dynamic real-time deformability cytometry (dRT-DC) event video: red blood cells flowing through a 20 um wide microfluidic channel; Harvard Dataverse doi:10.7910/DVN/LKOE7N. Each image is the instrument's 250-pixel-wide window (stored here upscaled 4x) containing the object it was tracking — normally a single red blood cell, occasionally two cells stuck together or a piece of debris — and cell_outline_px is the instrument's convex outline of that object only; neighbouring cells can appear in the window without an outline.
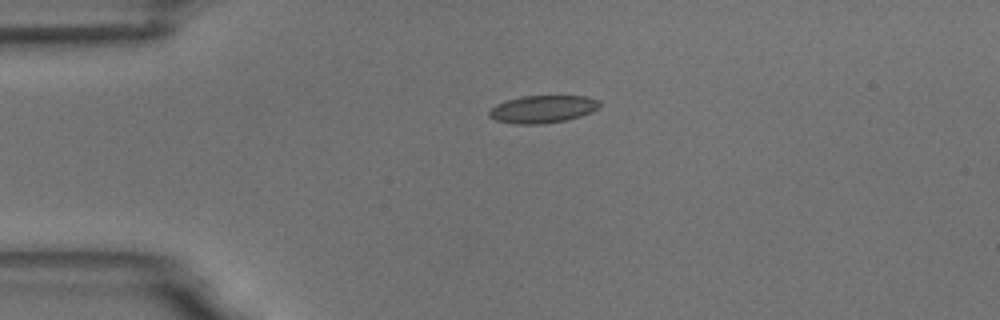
{"species": "common noctule bat (a hibernating species)", "species_latin": "Nyctalus noctula", "temperature_condition": "room temperature", "stored_images_in_passage": 1, "camera_frame_rate_fps": 3000, "um_per_image_px": 0.085, "animal": {"sex": "male", "body_mass_g": 18.8}, "frame": {"image": 1, "passage_image": 1, "time_ms": 0.0, "image_size_px": [1000, 320], "cell_outline_px": [[600, 104], [592, 112], [568, 120], [540, 124], [516, 124], [496, 120], [488, 116], [488, 112], [496, 104], [520, 96], [584, 96], [600, 100]], "centroid_in_image_um": [46.12, 9.28], "position_along_channel_um": 38.9, "area_um2": 17.69}}